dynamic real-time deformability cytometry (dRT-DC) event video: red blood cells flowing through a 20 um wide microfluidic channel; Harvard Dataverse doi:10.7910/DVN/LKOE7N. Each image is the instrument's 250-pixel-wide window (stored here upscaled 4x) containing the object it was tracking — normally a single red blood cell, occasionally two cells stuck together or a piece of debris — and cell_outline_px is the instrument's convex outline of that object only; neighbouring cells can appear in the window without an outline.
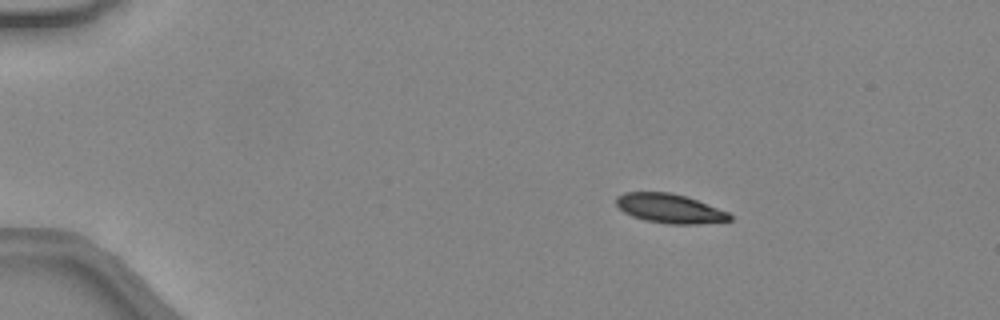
{"species": "common noctule bat (a hibernating species)", "species_latin": "Nyctalus noctula", "temperature_condition": "warm", "stored_images_in_passage": 48, "camera_frame_rate_fps": 3000, "um_per_image_px": 0.085, "animal": {"sex": "female", "body_mass_g": 24.6, "forearm_length_mm": 56.2}, "frame": {"image": 1, "passage_image": 9, "time_ms": 2.667, "image_size_px": [1000, 320], "cell_outline_px": [[732, 220], [648, 220], [636, 216], [620, 208], [616, 204], [616, 200], [620, 196], [628, 192], [664, 192], [684, 196], [696, 200], [728, 212], [732, 216]], "centroid_in_image_um": [56.85, 17.62], "position_along_channel_um": 28.1, "area_um2": 16.99}}
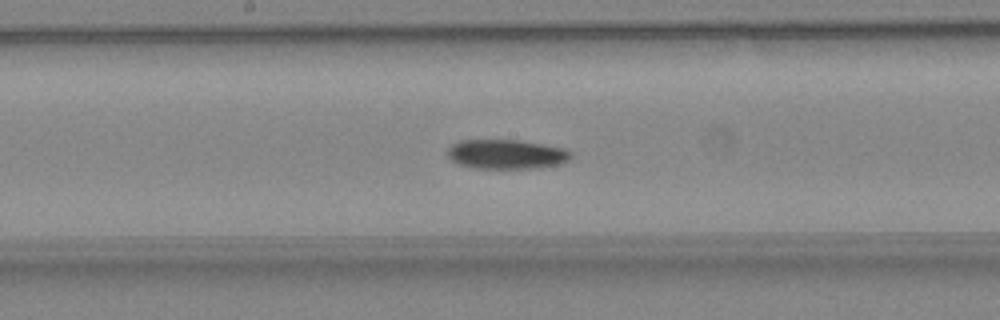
{"frame": {"image": 2, "passage_image": 27, "time_ms": 8.667, "image_size_px": [1000, 320], "cell_outline_px": [[568, 156], [564, 160], [552, 164], [512, 168], [496, 168], [464, 164], [456, 160], [448, 152], [456, 144], [468, 140], [508, 140], [556, 148], [568, 152]], "centroid_in_image_um": [42.97, 13.09], "position_along_channel_um": 205.2, "area_um2": 18.5}}
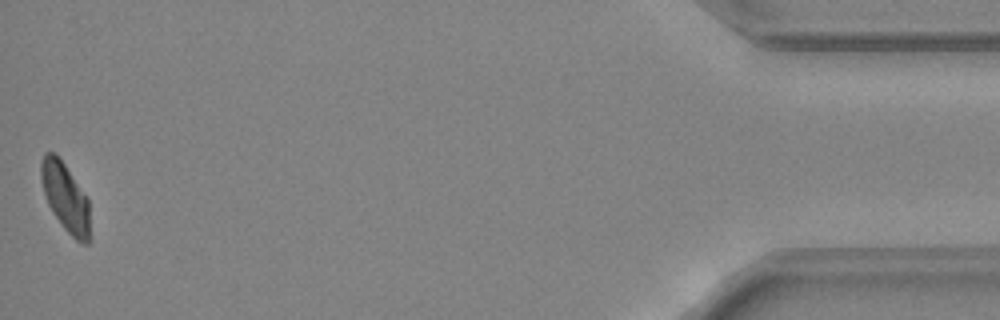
{"frame": {"image": 3, "passage_image": 48, "time_ms": 15.667, "image_size_px": [1000, 320], "cell_outline_px": [[88, 244], [84, 244], [76, 240], [68, 232], [56, 216], [48, 204], [44, 192], [40, 168], [44, 156], [48, 152], [52, 152], [64, 164], [88, 200]], "centroid_in_image_um": [5.55, 16.78], "position_along_channel_um": 429.7, "area_um2": 18.38}, "authors_computed_cell_mechanics": {"area_um2": 17.9758, "velocity_mm_per_s": 4.4057, "shape_relaxation_time_tau1_ms": 8.2641, "shape_relaxation_time_tau2_ms": null, "deformation_change_tau1": 0.1796, "deformation_change_tau2": null}}